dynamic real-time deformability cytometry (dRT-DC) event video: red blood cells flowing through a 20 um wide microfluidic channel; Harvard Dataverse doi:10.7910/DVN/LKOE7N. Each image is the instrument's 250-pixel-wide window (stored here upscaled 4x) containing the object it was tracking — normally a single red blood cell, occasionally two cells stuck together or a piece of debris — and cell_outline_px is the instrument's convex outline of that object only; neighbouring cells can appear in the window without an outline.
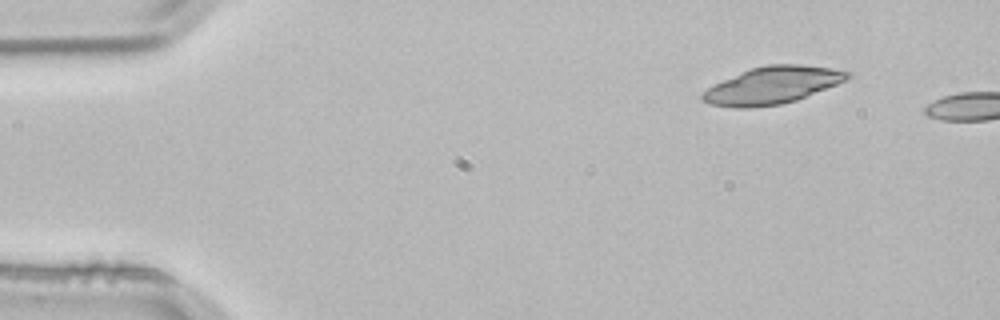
{"species": "common noctule bat (a hibernating species)", "species_latin": "Nyctalus noctula", "temperature_condition": "room temperature", "stored_images_in_passage": 2, "camera_frame_rate_fps": 3000, "um_per_image_px": 0.085, "animal": {"sex": "male", "body_mass_g": 21.5, "forearm_length_mm": 52.0}, "frame": {"image": 1, "passage_image": 1, "time_ms": 0.0, "image_size_px": [1000, 320], "cell_outline_px": [[852, 76], [836, 84], [796, 100], [780, 104], [748, 108], [736, 108], [708, 104], [700, 96], [700, 92], [712, 84], [752, 68], [768, 64], [800, 64], [832, 68], [852, 72]], "centroid_in_image_um": [65.61, 7.25], "position_along_channel_um": 19.4, "area_um2": 31.33}}